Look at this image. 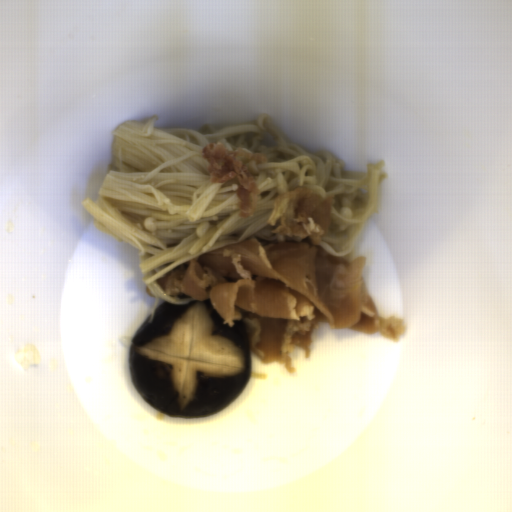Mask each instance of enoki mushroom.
Returning <instances> with one entry per match:
<instances>
[{
    "label": "enoki mushroom",
    "instance_id": "enoki-mushroom-1",
    "mask_svg": "<svg viewBox=\"0 0 512 512\" xmlns=\"http://www.w3.org/2000/svg\"><path fill=\"white\" fill-rule=\"evenodd\" d=\"M159 120L155 115L115 128L98 197L82 202L97 229L138 251L142 280L154 297L151 316L165 302L182 306L194 301L167 295L159 285L174 268L254 237L274 241L278 236L267 221L276 198L297 188L328 196L333 217L320 245L336 259L351 258L389 178L386 160L356 171L334 153H312L288 143L267 113L253 121L226 127L206 124L199 130L156 128ZM216 141L230 149L267 154L268 164L253 166L260 200L248 219L238 215V183H212L206 171L203 147Z\"/></svg>",
    "mask_w": 512,
    "mask_h": 512
}]
</instances>
